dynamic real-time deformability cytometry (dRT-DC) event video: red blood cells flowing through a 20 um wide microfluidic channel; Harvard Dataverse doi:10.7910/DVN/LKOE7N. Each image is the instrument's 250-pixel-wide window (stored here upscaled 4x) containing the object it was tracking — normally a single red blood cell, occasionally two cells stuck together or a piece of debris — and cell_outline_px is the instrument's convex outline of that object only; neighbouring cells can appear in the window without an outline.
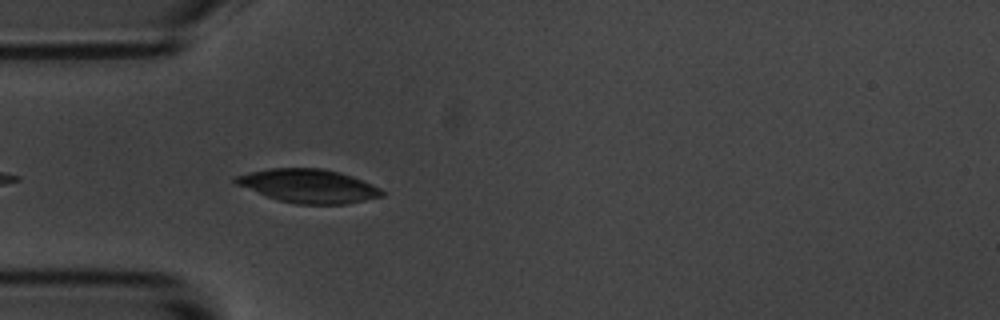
{"species": "common noctule bat (a hibernating species)", "species_latin": "Nyctalus noctula", "temperature_condition": "room temperature", "stored_images_in_passage": 1, "camera_frame_rate_fps": 3000, "um_per_image_px": 0.085, "animal": {"sex": "male", "body_mass_g": 20.1, "forearm_length_mm": 53.5}, "frame": {"image": 1, "passage_image": 1, "time_ms": 0.0, "image_size_px": [1000, 320], "cell_outline_px": [[388, 192], [384, 196], [344, 204], [296, 204], [280, 200], [268, 196], [236, 184], [232, 180], [236, 176], [252, 172], [272, 168], [324, 168], [340, 172], [352, 176], [372, 184]], "centroid_in_image_um": [26.29, 15.8], "position_along_channel_um": 58.7, "area_um2": 28.44}}